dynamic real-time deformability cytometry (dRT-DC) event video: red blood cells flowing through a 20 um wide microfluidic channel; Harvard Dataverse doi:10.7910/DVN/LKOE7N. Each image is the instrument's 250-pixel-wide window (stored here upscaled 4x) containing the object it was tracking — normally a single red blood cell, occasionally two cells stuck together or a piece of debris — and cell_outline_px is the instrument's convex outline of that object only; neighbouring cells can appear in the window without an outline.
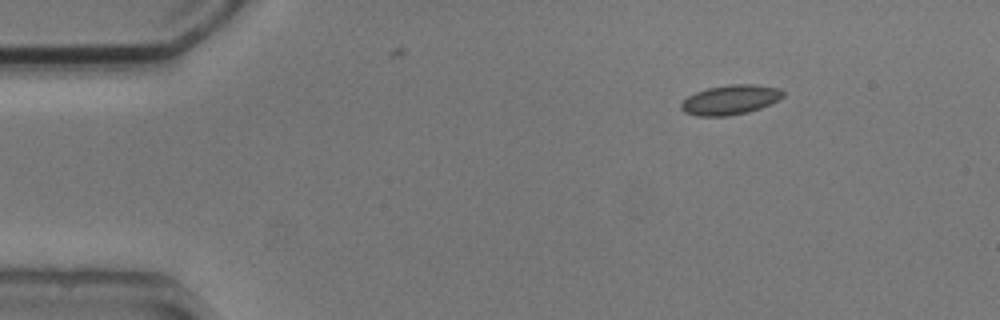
{"species": "common noctule bat (a hibernating species)", "species_latin": "Nyctalus noctula", "temperature_condition": "cold", "stored_images_in_passage": 5, "segment_of_instrument_passage": [2, 2], "camera_frame_rate_fps": 3000, "um_per_image_px": 0.085, "animal": {"sex": "male", "body_mass_g": 20.5, "forearm_length_mm": 52.5}, "frame": {"image": 1, "passage_image": 5, "time_ms": 5.667, "image_size_px": [1000, 320], "cell_outline_px": [[784, 96], [760, 108], [748, 112], [728, 116], [696, 116], [684, 112], [680, 108], [680, 104], [688, 96], [696, 92], [708, 88], [728, 84], [756, 84], [780, 88], [784, 92]], "centroid_in_image_um": [62.06, 8.48], "position_along_channel_um": 22.9, "area_um2": 17.63}}